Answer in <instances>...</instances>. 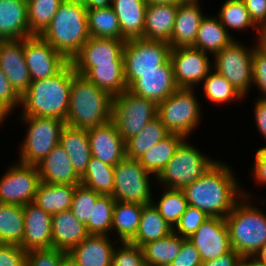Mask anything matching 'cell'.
Instances as JSON below:
<instances>
[{
	"label": "cell",
	"mask_w": 266,
	"mask_h": 266,
	"mask_svg": "<svg viewBox=\"0 0 266 266\" xmlns=\"http://www.w3.org/2000/svg\"><path fill=\"white\" fill-rule=\"evenodd\" d=\"M182 190L189 206L198 208L208 217L224 219L243 197L231 168L220 161Z\"/></svg>",
	"instance_id": "1"
},
{
	"label": "cell",
	"mask_w": 266,
	"mask_h": 266,
	"mask_svg": "<svg viewBox=\"0 0 266 266\" xmlns=\"http://www.w3.org/2000/svg\"><path fill=\"white\" fill-rule=\"evenodd\" d=\"M266 153V146L261 148Z\"/></svg>",
	"instance_id": "66"
},
{
	"label": "cell",
	"mask_w": 266,
	"mask_h": 266,
	"mask_svg": "<svg viewBox=\"0 0 266 266\" xmlns=\"http://www.w3.org/2000/svg\"><path fill=\"white\" fill-rule=\"evenodd\" d=\"M86 9L102 8L112 5L113 0H82Z\"/></svg>",
	"instance_id": "58"
},
{
	"label": "cell",
	"mask_w": 266,
	"mask_h": 266,
	"mask_svg": "<svg viewBox=\"0 0 266 266\" xmlns=\"http://www.w3.org/2000/svg\"><path fill=\"white\" fill-rule=\"evenodd\" d=\"M178 4H150L145 12L143 38L169 43Z\"/></svg>",
	"instance_id": "27"
},
{
	"label": "cell",
	"mask_w": 266,
	"mask_h": 266,
	"mask_svg": "<svg viewBox=\"0 0 266 266\" xmlns=\"http://www.w3.org/2000/svg\"><path fill=\"white\" fill-rule=\"evenodd\" d=\"M240 266H266V263L258 261L253 256H246L242 258Z\"/></svg>",
	"instance_id": "59"
},
{
	"label": "cell",
	"mask_w": 266,
	"mask_h": 266,
	"mask_svg": "<svg viewBox=\"0 0 266 266\" xmlns=\"http://www.w3.org/2000/svg\"><path fill=\"white\" fill-rule=\"evenodd\" d=\"M21 105V97L11 86L8 78L0 67V106L9 114Z\"/></svg>",
	"instance_id": "51"
},
{
	"label": "cell",
	"mask_w": 266,
	"mask_h": 266,
	"mask_svg": "<svg viewBox=\"0 0 266 266\" xmlns=\"http://www.w3.org/2000/svg\"><path fill=\"white\" fill-rule=\"evenodd\" d=\"M23 47L31 81L52 77L70 62L40 35L24 38Z\"/></svg>",
	"instance_id": "14"
},
{
	"label": "cell",
	"mask_w": 266,
	"mask_h": 266,
	"mask_svg": "<svg viewBox=\"0 0 266 266\" xmlns=\"http://www.w3.org/2000/svg\"><path fill=\"white\" fill-rule=\"evenodd\" d=\"M0 178V203L24 206L32 203L40 184L37 165L19 162Z\"/></svg>",
	"instance_id": "13"
},
{
	"label": "cell",
	"mask_w": 266,
	"mask_h": 266,
	"mask_svg": "<svg viewBox=\"0 0 266 266\" xmlns=\"http://www.w3.org/2000/svg\"><path fill=\"white\" fill-rule=\"evenodd\" d=\"M28 129L20 147V162L38 165L60 142L66 122L57 118L21 116Z\"/></svg>",
	"instance_id": "7"
},
{
	"label": "cell",
	"mask_w": 266,
	"mask_h": 266,
	"mask_svg": "<svg viewBox=\"0 0 266 266\" xmlns=\"http://www.w3.org/2000/svg\"><path fill=\"white\" fill-rule=\"evenodd\" d=\"M30 36L27 0H0V40Z\"/></svg>",
	"instance_id": "24"
},
{
	"label": "cell",
	"mask_w": 266,
	"mask_h": 266,
	"mask_svg": "<svg viewBox=\"0 0 266 266\" xmlns=\"http://www.w3.org/2000/svg\"><path fill=\"white\" fill-rule=\"evenodd\" d=\"M60 266H76L68 257L62 262Z\"/></svg>",
	"instance_id": "64"
},
{
	"label": "cell",
	"mask_w": 266,
	"mask_h": 266,
	"mask_svg": "<svg viewBox=\"0 0 266 266\" xmlns=\"http://www.w3.org/2000/svg\"><path fill=\"white\" fill-rule=\"evenodd\" d=\"M59 144L69 156L74 171L81 177L92 157L87 130L65 125Z\"/></svg>",
	"instance_id": "29"
},
{
	"label": "cell",
	"mask_w": 266,
	"mask_h": 266,
	"mask_svg": "<svg viewBox=\"0 0 266 266\" xmlns=\"http://www.w3.org/2000/svg\"><path fill=\"white\" fill-rule=\"evenodd\" d=\"M220 9L218 18L227 31L228 28L232 30H243L252 26V28L258 31L259 42L261 30L251 20L249 12L242 0H226Z\"/></svg>",
	"instance_id": "42"
},
{
	"label": "cell",
	"mask_w": 266,
	"mask_h": 266,
	"mask_svg": "<svg viewBox=\"0 0 266 266\" xmlns=\"http://www.w3.org/2000/svg\"><path fill=\"white\" fill-rule=\"evenodd\" d=\"M217 161L209 159L184 140L172 159L155 177L165 188L183 189L198 180Z\"/></svg>",
	"instance_id": "6"
},
{
	"label": "cell",
	"mask_w": 266,
	"mask_h": 266,
	"mask_svg": "<svg viewBox=\"0 0 266 266\" xmlns=\"http://www.w3.org/2000/svg\"><path fill=\"white\" fill-rule=\"evenodd\" d=\"M170 134L159 117L149 121L139 132L125 141L126 157L138 160L145 152Z\"/></svg>",
	"instance_id": "34"
},
{
	"label": "cell",
	"mask_w": 266,
	"mask_h": 266,
	"mask_svg": "<svg viewBox=\"0 0 266 266\" xmlns=\"http://www.w3.org/2000/svg\"><path fill=\"white\" fill-rule=\"evenodd\" d=\"M84 76L112 97L120 95L128 89L124 64H98L92 67Z\"/></svg>",
	"instance_id": "35"
},
{
	"label": "cell",
	"mask_w": 266,
	"mask_h": 266,
	"mask_svg": "<svg viewBox=\"0 0 266 266\" xmlns=\"http://www.w3.org/2000/svg\"><path fill=\"white\" fill-rule=\"evenodd\" d=\"M197 248L186 238L178 255L172 260L169 266H201Z\"/></svg>",
	"instance_id": "53"
},
{
	"label": "cell",
	"mask_w": 266,
	"mask_h": 266,
	"mask_svg": "<svg viewBox=\"0 0 266 266\" xmlns=\"http://www.w3.org/2000/svg\"><path fill=\"white\" fill-rule=\"evenodd\" d=\"M253 257L260 262L266 263V243L257 251V253Z\"/></svg>",
	"instance_id": "60"
},
{
	"label": "cell",
	"mask_w": 266,
	"mask_h": 266,
	"mask_svg": "<svg viewBox=\"0 0 266 266\" xmlns=\"http://www.w3.org/2000/svg\"><path fill=\"white\" fill-rule=\"evenodd\" d=\"M92 156L111 166L126 158L125 141L112 120L87 130Z\"/></svg>",
	"instance_id": "18"
},
{
	"label": "cell",
	"mask_w": 266,
	"mask_h": 266,
	"mask_svg": "<svg viewBox=\"0 0 266 266\" xmlns=\"http://www.w3.org/2000/svg\"><path fill=\"white\" fill-rule=\"evenodd\" d=\"M67 258V253L55 249H33L27 251L25 266H60Z\"/></svg>",
	"instance_id": "49"
},
{
	"label": "cell",
	"mask_w": 266,
	"mask_h": 266,
	"mask_svg": "<svg viewBox=\"0 0 266 266\" xmlns=\"http://www.w3.org/2000/svg\"><path fill=\"white\" fill-rule=\"evenodd\" d=\"M108 235H89L73 247L67 257L76 266H112L113 246Z\"/></svg>",
	"instance_id": "22"
},
{
	"label": "cell",
	"mask_w": 266,
	"mask_h": 266,
	"mask_svg": "<svg viewBox=\"0 0 266 266\" xmlns=\"http://www.w3.org/2000/svg\"><path fill=\"white\" fill-rule=\"evenodd\" d=\"M157 116V104L137 96L128 89L113 97L112 121L123 140L139 134L145 125Z\"/></svg>",
	"instance_id": "10"
},
{
	"label": "cell",
	"mask_w": 266,
	"mask_h": 266,
	"mask_svg": "<svg viewBox=\"0 0 266 266\" xmlns=\"http://www.w3.org/2000/svg\"><path fill=\"white\" fill-rule=\"evenodd\" d=\"M100 196L97 192L80 184L73 194L70 210L78 220L86 224L92 221L93 207Z\"/></svg>",
	"instance_id": "46"
},
{
	"label": "cell",
	"mask_w": 266,
	"mask_h": 266,
	"mask_svg": "<svg viewBox=\"0 0 266 266\" xmlns=\"http://www.w3.org/2000/svg\"><path fill=\"white\" fill-rule=\"evenodd\" d=\"M112 266H147L143 250L131 242H122L113 251Z\"/></svg>",
	"instance_id": "47"
},
{
	"label": "cell",
	"mask_w": 266,
	"mask_h": 266,
	"mask_svg": "<svg viewBox=\"0 0 266 266\" xmlns=\"http://www.w3.org/2000/svg\"><path fill=\"white\" fill-rule=\"evenodd\" d=\"M252 54V83L260 89L262 96L259 99H266V48L258 41Z\"/></svg>",
	"instance_id": "50"
},
{
	"label": "cell",
	"mask_w": 266,
	"mask_h": 266,
	"mask_svg": "<svg viewBox=\"0 0 266 266\" xmlns=\"http://www.w3.org/2000/svg\"><path fill=\"white\" fill-rule=\"evenodd\" d=\"M202 82L206 99L213 103L223 104L232 100L237 102L239 99H244V96L216 70L214 73L213 70L210 71Z\"/></svg>",
	"instance_id": "43"
},
{
	"label": "cell",
	"mask_w": 266,
	"mask_h": 266,
	"mask_svg": "<svg viewBox=\"0 0 266 266\" xmlns=\"http://www.w3.org/2000/svg\"><path fill=\"white\" fill-rule=\"evenodd\" d=\"M249 198L244 192L242 201L225 217L231 247L242 257L254 256L266 243V214L254 207Z\"/></svg>",
	"instance_id": "5"
},
{
	"label": "cell",
	"mask_w": 266,
	"mask_h": 266,
	"mask_svg": "<svg viewBox=\"0 0 266 266\" xmlns=\"http://www.w3.org/2000/svg\"><path fill=\"white\" fill-rule=\"evenodd\" d=\"M208 218L203 211L188 205L173 232L183 238H189Z\"/></svg>",
	"instance_id": "48"
},
{
	"label": "cell",
	"mask_w": 266,
	"mask_h": 266,
	"mask_svg": "<svg viewBox=\"0 0 266 266\" xmlns=\"http://www.w3.org/2000/svg\"><path fill=\"white\" fill-rule=\"evenodd\" d=\"M24 229L23 206L0 203V243L19 245Z\"/></svg>",
	"instance_id": "40"
},
{
	"label": "cell",
	"mask_w": 266,
	"mask_h": 266,
	"mask_svg": "<svg viewBox=\"0 0 266 266\" xmlns=\"http://www.w3.org/2000/svg\"><path fill=\"white\" fill-rule=\"evenodd\" d=\"M242 258L238 252L232 249L212 261L203 262L201 266H240Z\"/></svg>",
	"instance_id": "55"
},
{
	"label": "cell",
	"mask_w": 266,
	"mask_h": 266,
	"mask_svg": "<svg viewBox=\"0 0 266 266\" xmlns=\"http://www.w3.org/2000/svg\"><path fill=\"white\" fill-rule=\"evenodd\" d=\"M125 40L90 37L70 61L75 72L84 76L98 64H124Z\"/></svg>",
	"instance_id": "16"
},
{
	"label": "cell",
	"mask_w": 266,
	"mask_h": 266,
	"mask_svg": "<svg viewBox=\"0 0 266 266\" xmlns=\"http://www.w3.org/2000/svg\"><path fill=\"white\" fill-rule=\"evenodd\" d=\"M186 138L176 133H170L167 137L160 140L156 145L142 155L138 161L141 166L154 177L172 159L179 145Z\"/></svg>",
	"instance_id": "33"
},
{
	"label": "cell",
	"mask_w": 266,
	"mask_h": 266,
	"mask_svg": "<svg viewBox=\"0 0 266 266\" xmlns=\"http://www.w3.org/2000/svg\"><path fill=\"white\" fill-rule=\"evenodd\" d=\"M77 186L40 182L33 203L51 215L70 210Z\"/></svg>",
	"instance_id": "31"
},
{
	"label": "cell",
	"mask_w": 266,
	"mask_h": 266,
	"mask_svg": "<svg viewBox=\"0 0 266 266\" xmlns=\"http://www.w3.org/2000/svg\"><path fill=\"white\" fill-rule=\"evenodd\" d=\"M207 54L192 46L171 49L170 59L179 88H194L212 71L213 63Z\"/></svg>",
	"instance_id": "15"
},
{
	"label": "cell",
	"mask_w": 266,
	"mask_h": 266,
	"mask_svg": "<svg viewBox=\"0 0 266 266\" xmlns=\"http://www.w3.org/2000/svg\"><path fill=\"white\" fill-rule=\"evenodd\" d=\"M235 38L221 24L218 16H204L201 20L198 32L192 47L203 52L211 53L213 56L228 46Z\"/></svg>",
	"instance_id": "30"
},
{
	"label": "cell",
	"mask_w": 266,
	"mask_h": 266,
	"mask_svg": "<svg viewBox=\"0 0 266 266\" xmlns=\"http://www.w3.org/2000/svg\"><path fill=\"white\" fill-rule=\"evenodd\" d=\"M26 254L19 245L0 243V266H25Z\"/></svg>",
	"instance_id": "52"
},
{
	"label": "cell",
	"mask_w": 266,
	"mask_h": 266,
	"mask_svg": "<svg viewBox=\"0 0 266 266\" xmlns=\"http://www.w3.org/2000/svg\"><path fill=\"white\" fill-rule=\"evenodd\" d=\"M72 82V64L69 62L58 74L31 81L21 96L23 115L66 120Z\"/></svg>",
	"instance_id": "2"
},
{
	"label": "cell",
	"mask_w": 266,
	"mask_h": 266,
	"mask_svg": "<svg viewBox=\"0 0 266 266\" xmlns=\"http://www.w3.org/2000/svg\"><path fill=\"white\" fill-rule=\"evenodd\" d=\"M64 0H27L28 24L32 35H41L50 25Z\"/></svg>",
	"instance_id": "41"
},
{
	"label": "cell",
	"mask_w": 266,
	"mask_h": 266,
	"mask_svg": "<svg viewBox=\"0 0 266 266\" xmlns=\"http://www.w3.org/2000/svg\"><path fill=\"white\" fill-rule=\"evenodd\" d=\"M178 88L174 78L173 64L169 59L159 71L138 73V79L128 90L137 96L153 100L158 105Z\"/></svg>",
	"instance_id": "19"
},
{
	"label": "cell",
	"mask_w": 266,
	"mask_h": 266,
	"mask_svg": "<svg viewBox=\"0 0 266 266\" xmlns=\"http://www.w3.org/2000/svg\"><path fill=\"white\" fill-rule=\"evenodd\" d=\"M144 204L115 202L111 231L119 236L118 242H130L136 235Z\"/></svg>",
	"instance_id": "36"
},
{
	"label": "cell",
	"mask_w": 266,
	"mask_h": 266,
	"mask_svg": "<svg viewBox=\"0 0 266 266\" xmlns=\"http://www.w3.org/2000/svg\"><path fill=\"white\" fill-rule=\"evenodd\" d=\"M147 5L145 0H113L111 7L118 17L121 40L143 38Z\"/></svg>",
	"instance_id": "28"
},
{
	"label": "cell",
	"mask_w": 266,
	"mask_h": 266,
	"mask_svg": "<svg viewBox=\"0 0 266 266\" xmlns=\"http://www.w3.org/2000/svg\"><path fill=\"white\" fill-rule=\"evenodd\" d=\"M172 232L173 228L160 215L153 203L144 204L136 235L130 242L142 247L148 242L165 238Z\"/></svg>",
	"instance_id": "32"
},
{
	"label": "cell",
	"mask_w": 266,
	"mask_h": 266,
	"mask_svg": "<svg viewBox=\"0 0 266 266\" xmlns=\"http://www.w3.org/2000/svg\"><path fill=\"white\" fill-rule=\"evenodd\" d=\"M80 179V184L84 187L100 195L112 196L114 189V166L92 156Z\"/></svg>",
	"instance_id": "38"
},
{
	"label": "cell",
	"mask_w": 266,
	"mask_h": 266,
	"mask_svg": "<svg viewBox=\"0 0 266 266\" xmlns=\"http://www.w3.org/2000/svg\"><path fill=\"white\" fill-rule=\"evenodd\" d=\"M88 236L86 225L71 210L52 215V248L68 253Z\"/></svg>",
	"instance_id": "25"
},
{
	"label": "cell",
	"mask_w": 266,
	"mask_h": 266,
	"mask_svg": "<svg viewBox=\"0 0 266 266\" xmlns=\"http://www.w3.org/2000/svg\"><path fill=\"white\" fill-rule=\"evenodd\" d=\"M0 67L21 97L31 83L24 56L23 39L0 40Z\"/></svg>",
	"instance_id": "20"
},
{
	"label": "cell",
	"mask_w": 266,
	"mask_h": 266,
	"mask_svg": "<svg viewBox=\"0 0 266 266\" xmlns=\"http://www.w3.org/2000/svg\"><path fill=\"white\" fill-rule=\"evenodd\" d=\"M187 239L197 248L202 263L212 261L232 250L224 218L209 217Z\"/></svg>",
	"instance_id": "17"
},
{
	"label": "cell",
	"mask_w": 266,
	"mask_h": 266,
	"mask_svg": "<svg viewBox=\"0 0 266 266\" xmlns=\"http://www.w3.org/2000/svg\"><path fill=\"white\" fill-rule=\"evenodd\" d=\"M256 127L261 135L266 139V99H258L254 107Z\"/></svg>",
	"instance_id": "57"
},
{
	"label": "cell",
	"mask_w": 266,
	"mask_h": 266,
	"mask_svg": "<svg viewBox=\"0 0 266 266\" xmlns=\"http://www.w3.org/2000/svg\"><path fill=\"white\" fill-rule=\"evenodd\" d=\"M37 167L43 183L67 185H80L81 183L69 156L60 144H57Z\"/></svg>",
	"instance_id": "23"
},
{
	"label": "cell",
	"mask_w": 266,
	"mask_h": 266,
	"mask_svg": "<svg viewBox=\"0 0 266 266\" xmlns=\"http://www.w3.org/2000/svg\"><path fill=\"white\" fill-rule=\"evenodd\" d=\"M199 3L181 2L177 7L174 29L169 41L171 49L177 47H190L194 41L204 17Z\"/></svg>",
	"instance_id": "26"
},
{
	"label": "cell",
	"mask_w": 266,
	"mask_h": 266,
	"mask_svg": "<svg viewBox=\"0 0 266 266\" xmlns=\"http://www.w3.org/2000/svg\"><path fill=\"white\" fill-rule=\"evenodd\" d=\"M163 193L157 204L155 201L152 203L166 222L174 228L188 206L186 196L181 189L166 188Z\"/></svg>",
	"instance_id": "44"
},
{
	"label": "cell",
	"mask_w": 266,
	"mask_h": 266,
	"mask_svg": "<svg viewBox=\"0 0 266 266\" xmlns=\"http://www.w3.org/2000/svg\"><path fill=\"white\" fill-rule=\"evenodd\" d=\"M24 237L19 244L25 251L52 248V215L36 204L23 206Z\"/></svg>",
	"instance_id": "21"
},
{
	"label": "cell",
	"mask_w": 266,
	"mask_h": 266,
	"mask_svg": "<svg viewBox=\"0 0 266 266\" xmlns=\"http://www.w3.org/2000/svg\"><path fill=\"white\" fill-rule=\"evenodd\" d=\"M182 2L199 3V0H182Z\"/></svg>",
	"instance_id": "65"
},
{
	"label": "cell",
	"mask_w": 266,
	"mask_h": 266,
	"mask_svg": "<svg viewBox=\"0 0 266 266\" xmlns=\"http://www.w3.org/2000/svg\"><path fill=\"white\" fill-rule=\"evenodd\" d=\"M252 54L253 48L249 49L233 40L214 55L213 70L221 74L244 97L253 84Z\"/></svg>",
	"instance_id": "12"
},
{
	"label": "cell",
	"mask_w": 266,
	"mask_h": 266,
	"mask_svg": "<svg viewBox=\"0 0 266 266\" xmlns=\"http://www.w3.org/2000/svg\"><path fill=\"white\" fill-rule=\"evenodd\" d=\"M253 176L257 183L266 184V153L260 148L255 154Z\"/></svg>",
	"instance_id": "56"
},
{
	"label": "cell",
	"mask_w": 266,
	"mask_h": 266,
	"mask_svg": "<svg viewBox=\"0 0 266 266\" xmlns=\"http://www.w3.org/2000/svg\"><path fill=\"white\" fill-rule=\"evenodd\" d=\"M112 102L110 94L77 74L72 65L70 102L65 120L67 126L88 130L109 122L112 119Z\"/></svg>",
	"instance_id": "3"
},
{
	"label": "cell",
	"mask_w": 266,
	"mask_h": 266,
	"mask_svg": "<svg viewBox=\"0 0 266 266\" xmlns=\"http://www.w3.org/2000/svg\"><path fill=\"white\" fill-rule=\"evenodd\" d=\"M186 238L172 232L169 236L143 245L144 259L147 266H169L181 250Z\"/></svg>",
	"instance_id": "37"
},
{
	"label": "cell",
	"mask_w": 266,
	"mask_h": 266,
	"mask_svg": "<svg viewBox=\"0 0 266 266\" xmlns=\"http://www.w3.org/2000/svg\"><path fill=\"white\" fill-rule=\"evenodd\" d=\"M171 46L162 41L135 38L126 40L123 50L124 74L129 88L138 73L159 71L170 59Z\"/></svg>",
	"instance_id": "9"
},
{
	"label": "cell",
	"mask_w": 266,
	"mask_h": 266,
	"mask_svg": "<svg viewBox=\"0 0 266 266\" xmlns=\"http://www.w3.org/2000/svg\"><path fill=\"white\" fill-rule=\"evenodd\" d=\"M90 37L121 40L118 17L111 6L87 9Z\"/></svg>",
	"instance_id": "39"
},
{
	"label": "cell",
	"mask_w": 266,
	"mask_h": 266,
	"mask_svg": "<svg viewBox=\"0 0 266 266\" xmlns=\"http://www.w3.org/2000/svg\"><path fill=\"white\" fill-rule=\"evenodd\" d=\"M40 36L71 61L90 38L83 1L64 0Z\"/></svg>",
	"instance_id": "4"
},
{
	"label": "cell",
	"mask_w": 266,
	"mask_h": 266,
	"mask_svg": "<svg viewBox=\"0 0 266 266\" xmlns=\"http://www.w3.org/2000/svg\"><path fill=\"white\" fill-rule=\"evenodd\" d=\"M148 5L150 4H179L182 0H145Z\"/></svg>",
	"instance_id": "61"
},
{
	"label": "cell",
	"mask_w": 266,
	"mask_h": 266,
	"mask_svg": "<svg viewBox=\"0 0 266 266\" xmlns=\"http://www.w3.org/2000/svg\"><path fill=\"white\" fill-rule=\"evenodd\" d=\"M138 160L124 158L114 166V189L112 197L119 202L152 203L151 180Z\"/></svg>",
	"instance_id": "11"
},
{
	"label": "cell",
	"mask_w": 266,
	"mask_h": 266,
	"mask_svg": "<svg viewBox=\"0 0 266 266\" xmlns=\"http://www.w3.org/2000/svg\"><path fill=\"white\" fill-rule=\"evenodd\" d=\"M259 43L266 48V30H261V36H260V40Z\"/></svg>",
	"instance_id": "62"
},
{
	"label": "cell",
	"mask_w": 266,
	"mask_h": 266,
	"mask_svg": "<svg viewBox=\"0 0 266 266\" xmlns=\"http://www.w3.org/2000/svg\"><path fill=\"white\" fill-rule=\"evenodd\" d=\"M115 202L110 195H101L97 199L92 211V221L85 224L89 235H107L111 231Z\"/></svg>",
	"instance_id": "45"
},
{
	"label": "cell",
	"mask_w": 266,
	"mask_h": 266,
	"mask_svg": "<svg viewBox=\"0 0 266 266\" xmlns=\"http://www.w3.org/2000/svg\"><path fill=\"white\" fill-rule=\"evenodd\" d=\"M6 116H8V113L0 106V124L3 123Z\"/></svg>",
	"instance_id": "63"
},
{
	"label": "cell",
	"mask_w": 266,
	"mask_h": 266,
	"mask_svg": "<svg viewBox=\"0 0 266 266\" xmlns=\"http://www.w3.org/2000/svg\"><path fill=\"white\" fill-rule=\"evenodd\" d=\"M199 105L194 88H178L157 105V116L170 133L182 135L187 139L200 123Z\"/></svg>",
	"instance_id": "8"
},
{
	"label": "cell",
	"mask_w": 266,
	"mask_h": 266,
	"mask_svg": "<svg viewBox=\"0 0 266 266\" xmlns=\"http://www.w3.org/2000/svg\"><path fill=\"white\" fill-rule=\"evenodd\" d=\"M251 20L260 29L266 28V0H242Z\"/></svg>",
	"instance_id": "54"
}]
</instances>
